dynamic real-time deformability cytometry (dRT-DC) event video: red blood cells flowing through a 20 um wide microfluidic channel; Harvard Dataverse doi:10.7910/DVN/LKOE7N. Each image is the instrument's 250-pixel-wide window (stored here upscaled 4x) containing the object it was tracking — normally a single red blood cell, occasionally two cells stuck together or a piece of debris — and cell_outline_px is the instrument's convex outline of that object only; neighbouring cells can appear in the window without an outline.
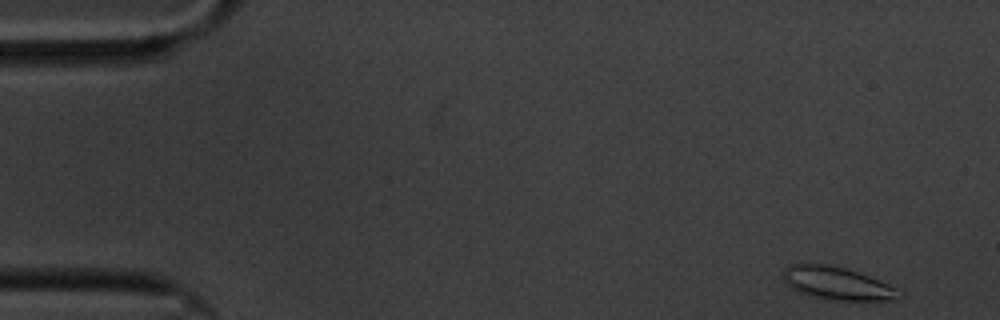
{"species": "common noctule bat (a hibernating species)", "species_latin": "Nyctalus noctula", "temperature_condition": "cold", "stored_images_in_passage": 57, "camera_frame_rate_fps": 3000, "um_per_image_px": 0.085, "animal": {"sex": "male", "body_mass_g": 20.1, "forearm_length_mm": 53.5}, "frame": {"image": 1, "passage_image": 1, "time_ms": 0.0, "image_size_px": [1000, 320], "cell_outline_px": [[904, 296], [896, 300], [824, 300], [808, 296], [792, 288], [784, 280], [784, 268], [788, 264], [828, 264], [844, 268], [868, 276], [892, 288]], "centroid_in_image_um": [71.08, 24.1], "position_along_channel_um": 13.9, "area_um2": 21.79}}
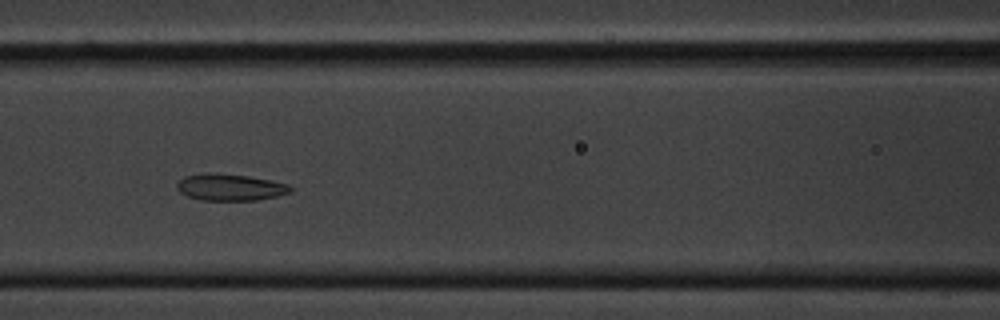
{"frame": {"image": 2, "passage_image": 23, "time_ms": 7.333, "image_size_px": [1000, 320], "cell_outline_px": [[292, 192], [276, 196], [256, 200], [200, 200], [188, 196], [180, 192], [176, 188], [176, 184], [184, 176], [208, 172], [248, 176], [272, 180], [288, 184], [292, 188]], "centroid_in_image_um": [19.55, 15.91], "position_along_channel_um": 147.0, "area_um2": 17.69}}
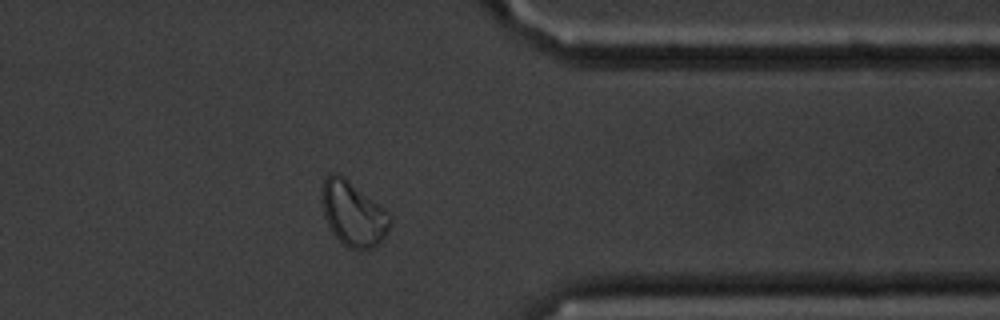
{"frame": {"image": 3, "passage_image": 45, "time_ms": 14.667, "image_size_px": [1000, 320], "cell_outline_px": [[392, 220], [380, 244], [376, 248], [360, 252], [348, 248], [332, 232], [324, 216], [320, 192], [324, 180], [332, 172], [336, 172], [380, 204], [392, 216]], "centroid_in_image_um": [30.03, 18.21], "position_along_channel_um": 381.4, "area_um2": 25.89}, "authors_computed_cell_mechanics": {"area_um2": 19.5942, "velocity_mm_per_s": 3.3357, "shape_relaxation_time_tau1_ms": 10.8297, "shape_relaxation_time_tau2_ms": 3.2601, "deformation_change_tau1": 0.1816, "deformation_change_tau2": 0.0874}}